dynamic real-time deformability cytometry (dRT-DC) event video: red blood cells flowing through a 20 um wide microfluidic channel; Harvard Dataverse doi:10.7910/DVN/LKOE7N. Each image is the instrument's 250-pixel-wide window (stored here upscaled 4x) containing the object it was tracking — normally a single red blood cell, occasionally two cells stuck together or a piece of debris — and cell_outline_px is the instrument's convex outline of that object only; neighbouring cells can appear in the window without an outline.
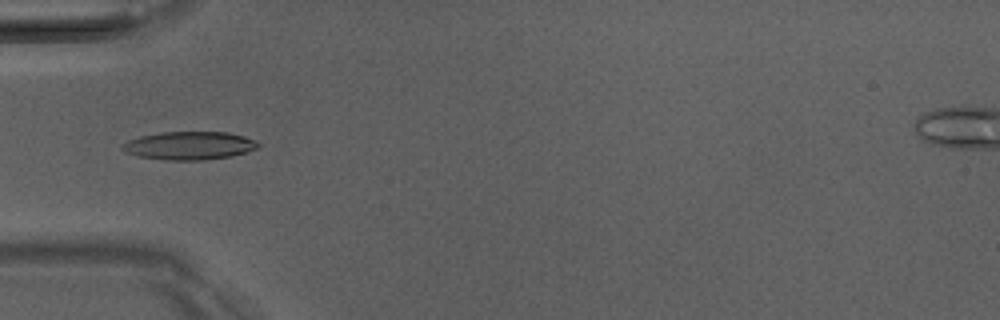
{"species": "Egyptian fruit bat (a non-hibernating species)", "species_latin": "Rousettus aegyptiacus", "temperature_condition": "room temperature", "stored_images_in_passage": 50, "camera_frame_rate_fps": 3000, "um_per_image_px": 0.085, "animal": {"sex": "male"}, "frame": {"image": 1, "passage_image": 16, "time_ms": 5.0, "image_size_px": [1000, 320], "cell_outline_px": [[260, 144], [256, 148], [248, 152], [232, 156], [200, 160], [164, 160], [136, 156], [124, 152], [120, 148], [120, 144], [128, 140], [140, 136], [164, 132], [228, 132], [244, 136]], "centroid_in_image_um": [16.03, 12.38], "position_along_channel_um": 69.0, "area_um2": 22.37}}
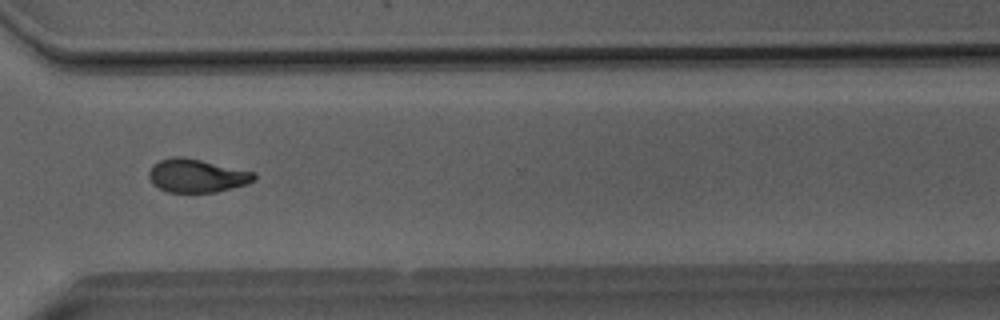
{"frame": {"image": 2, "passage_image": 37, "time_ms": 12.0, "image_size_px": [1000, 320], "cell_outline_px": [[256, 180], [248, 184], [216, 192], [168, 192], [152, 184], [148, 176], [148, 172], [152, 164], [160, 160], [172, 156], [184, 156], [256, 172]], "centroid_in_image_um": [16.73, 14.92], "position_along_channel_um": 353.9, "area_um2": 20.75}}
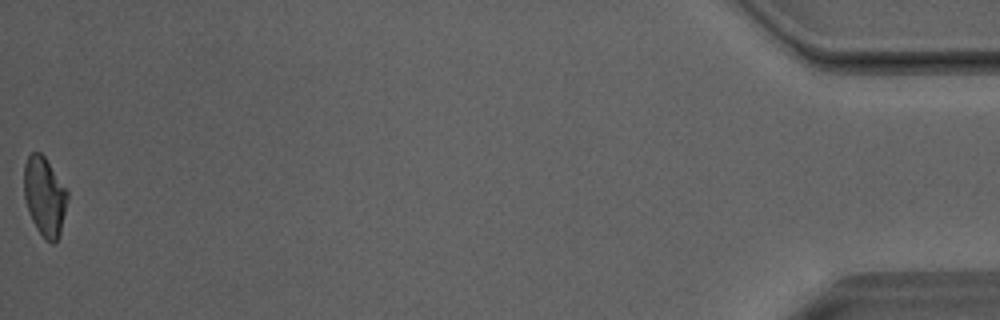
{"frame": {"image": 3, "passage_image": 50, "time_ms": 16.333, "image_size_px": [1000, 320], "cell_outline_px": [[68, 196], [60, 236], [52, 244], [36, 228], [28, 212], [24, 196], [24, 164], [28, 156], [32, 152], [40, 152], [44, 156], [68, 192]], "centroid_in_image_um": [3.78, 16.69], "position_along_channel_um": 431.4, "area_um2": 19.77}, "authors_computed_cell_mechanics": {"area_um2": 20.6057, "velocity_mm_per_s": 4.0749, "shape_relaxation_time_tau1_ms": 5.6534, "shape_relaxation_time_tau2_ms": 2.8057, "deformation_change_tau1": 0.1675, "deformation_change_tau2": 0.0822}}